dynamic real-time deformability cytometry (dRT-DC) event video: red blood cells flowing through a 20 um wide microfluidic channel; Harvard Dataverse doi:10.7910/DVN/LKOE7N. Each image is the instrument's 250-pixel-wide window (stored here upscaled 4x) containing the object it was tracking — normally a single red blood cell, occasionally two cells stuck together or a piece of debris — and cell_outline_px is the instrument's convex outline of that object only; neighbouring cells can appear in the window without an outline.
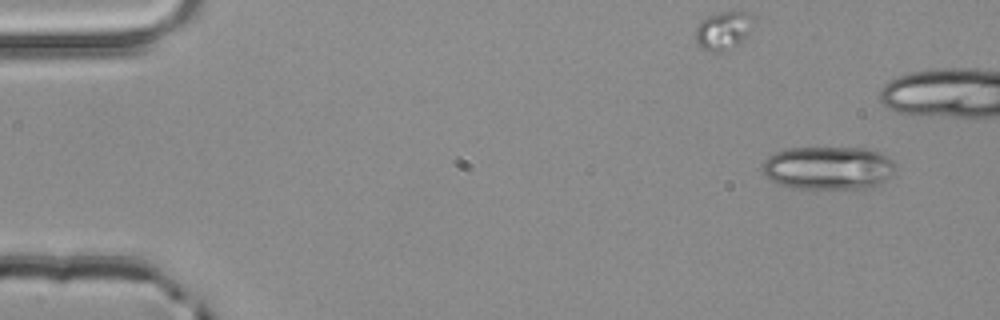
{"species": "common noctule bat (a hibernating species)", "species_latin": "Nyctalus noctula", "temperature_condition": "room temperature", "stored_images_in_passage": 4, "camera_frame_rate_fps": 3000, "um_per_image_px": 0.085, "animal": {"sex": "male", "body_mass_g": 20.4}, "frame": {"image": 1, "passage_image": 1, "time_ms": 0.0, "image_size_px": [1000, 320], "cell_outline_px": [[896, 168], [892, 176], [880, 184], [872, 188], [796, 188], [780, 184], [772, 180], [760, 168], [764, 160], [768, 156], [784, 148], [868, 148], [880, 152], [888, 156], [896, 164]], "centroid_in_image_um": [70.45, 14.26], "position_along_channel_um": 14.5, "area_um2": 33.81}}